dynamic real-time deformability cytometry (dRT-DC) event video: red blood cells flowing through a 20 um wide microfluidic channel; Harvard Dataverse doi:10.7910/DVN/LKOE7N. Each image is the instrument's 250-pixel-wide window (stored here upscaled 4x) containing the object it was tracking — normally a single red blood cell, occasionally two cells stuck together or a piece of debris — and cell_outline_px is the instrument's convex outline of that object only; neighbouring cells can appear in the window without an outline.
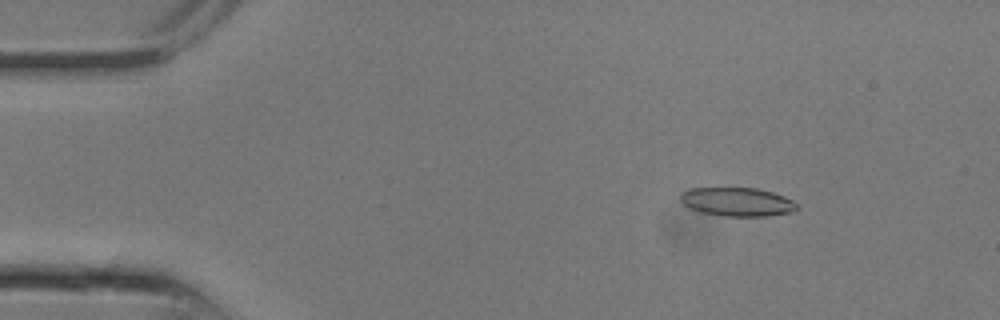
{"species": "common noctule bat (a hibernating species)", "species_latin": "Nyctalus noctula", "temperature_condition": "room temperature", "stored_images_in_passage": 25, "camera_frame_rate_fps": 3000, "um_per_image_px": 0.085, "animal": {"sex": "male", "body_mass_g": 13.3}, "frame": {"image": 1, "passage_image": 4, "time_ms": 1.0, "image_size_px": [1000, 320], "cell_outline_px": [[800, 208], [792, 212], [768, 216], [724, 216], [700, 212], [688, 208], [680, 200], [680, 192], [692, 188], [756, 188], [772, 192], [784, 196], [792, 200]], "centroid_in_image_um": [62.65, 17.16], "position_along_channel_um": 22.3, "area_um2": 19.59}}
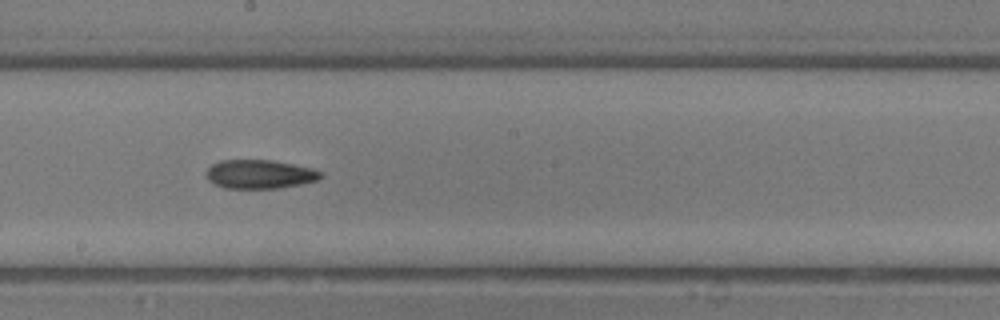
{"frame": {"image": 2, "passage_image": 14, "time_ms": 4.333, "image_size_px": [1000, 320], "cell_outline_px": [[320, 176], [316, 180], [300, 184], [276, 188], [224, 188], [212, 184], [208, 180], [204, 172], [212, 164], [220, 160], [272, 160], [312, 168], [320, 172]], "centroid_in_image_um": [21.98, 14.8], "position_along_channel_um": 226.2, "area_um2": 19.13}}
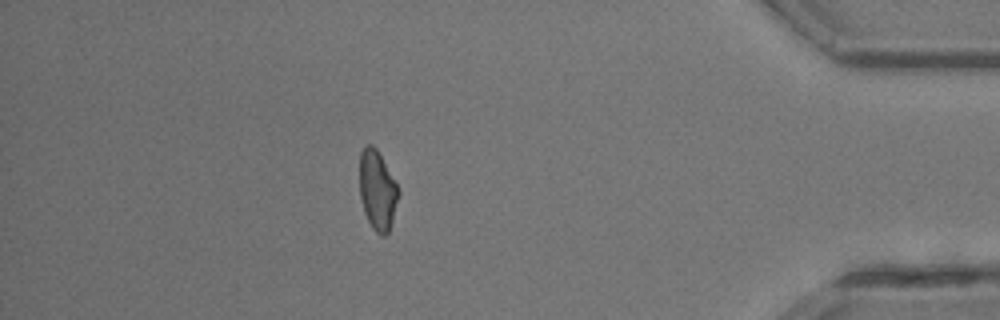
{"frame": {"image": 3, "passage_image": 22, "time_ms": 7.0, "image_size_px": [1000, 320], "cell_outline_px": [[400, 192], [392, 220], [388, 232], [384, 236], [380, 236], [372, 228], [364, 212], [360, 196], [360, 152], [364, 144], [372, 144], [376, 148], [400, 188]], "centroid_in_image_um": [32.08, 16.15], "position_along_channel_um": 403.1, "area_um2": 18.09}}